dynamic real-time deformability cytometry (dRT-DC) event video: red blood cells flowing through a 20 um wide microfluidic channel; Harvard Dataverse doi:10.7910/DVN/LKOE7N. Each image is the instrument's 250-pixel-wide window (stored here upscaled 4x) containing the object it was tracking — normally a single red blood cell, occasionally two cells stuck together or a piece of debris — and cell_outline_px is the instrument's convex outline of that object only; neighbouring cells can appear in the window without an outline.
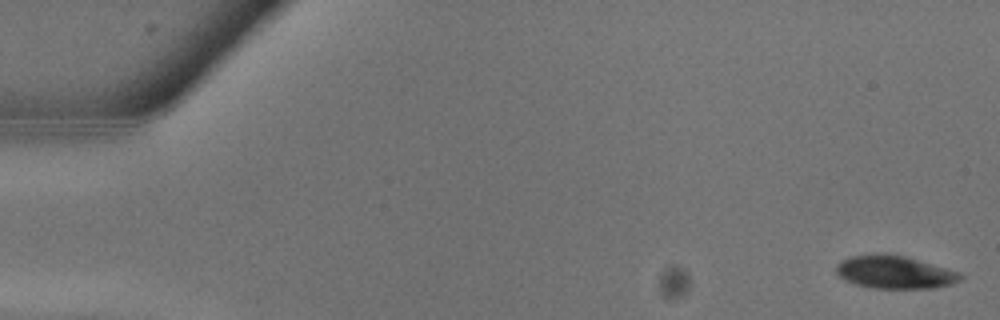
{"species": "common noctule bat (a hibernating species)", "species_latin": "Nyctalus noctula", "temperature_condition": "warm", "stored_images_in_passage": 15, "camera_frame_rate_fps": 3000, "um_per_image_px": 0.085, "animal": {"sex": "male", "body_mass_g": 13.3}, "frame": {"image": 1, "passage_image": 1, "time_ms": 0.0, "image_size_px": [1000, 320], "cell_outline_px": [[964, 276], [960, 280], [952, 284], [936, 288], [872, 288], [856, 284], [844, 280], [836, 272], [836, 264], [840, 260], [852, 256], [876, 252], [904, 256], [960, 272]], "centroid_in_image_um": [76.03, 23.13], "position_along_channel_um": 9.0, "area_um2": 23.93}}
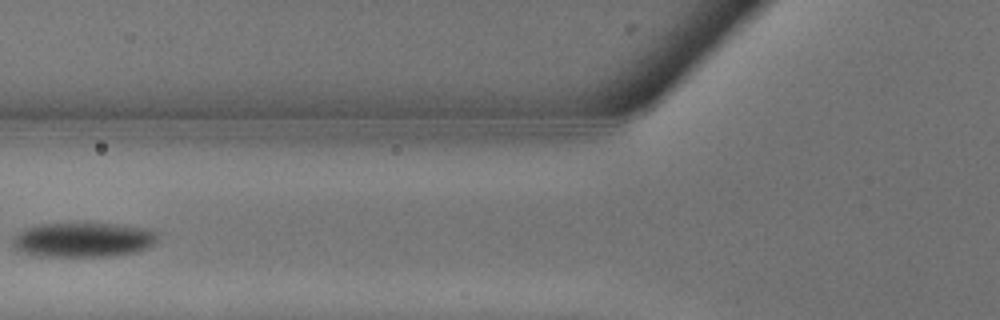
{"frame": {"image": 2, "passage_image": 11, "time_ms": 3.333, "image_size_px": [1000, 320], "cell_outline_px": [[160, 232], [156, 244], [148, 248], [136, 252], [112, 256], [40, 256], [16, 252], [12, 244], [12, 240], [24, 228], [44, 224], [116, 224], [148, 228]], "centroid_in_image_um": [7.12, 20.39], "position_along_channel_um": 118.7, "area_um2": 29.54}}
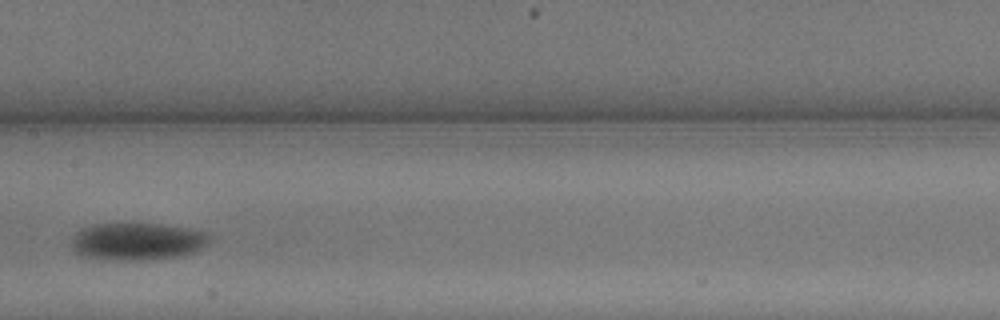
{"frame": {"image": 3, "passage_image": 14, "time_ms": 4.333, "image_size_px": [1000, 320], "cell_outline_px": [[212, 236], [208, 244], [196, 252], [180, 256], [140, 260], [120, 260], [88, 256], [76, 252], [72, 248], [72, 236], [76, 232], [92, 224], [160, 224], [208, 232]], "centroid_in_image_um": [11.73, 20.51], "position_along_channel_um": 195.7, "area_um2": 29.82}}